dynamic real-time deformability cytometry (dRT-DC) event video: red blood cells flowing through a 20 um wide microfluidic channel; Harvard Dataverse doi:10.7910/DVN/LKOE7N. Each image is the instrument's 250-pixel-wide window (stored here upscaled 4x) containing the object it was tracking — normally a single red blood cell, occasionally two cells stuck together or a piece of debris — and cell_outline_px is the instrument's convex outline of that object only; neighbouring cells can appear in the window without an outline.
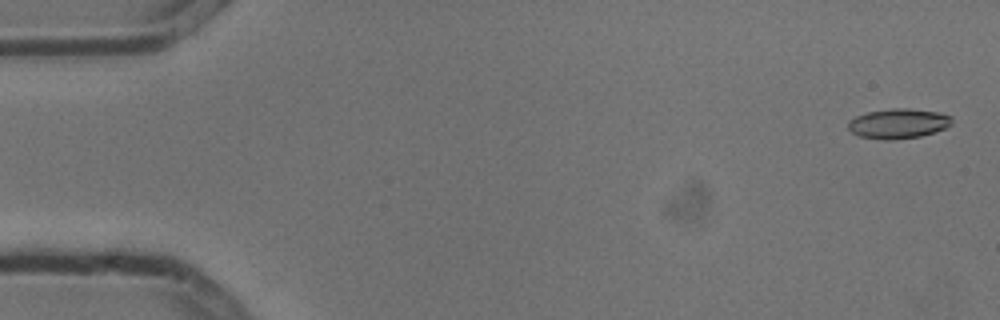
{"species": "common noctule bat (a hibernating species)", "species_latin": "Nyctalus noctula", "temperature_condition": "cold", "stored_images_in_passage": 5, "camera_frame_rate_fps": 3000, "um_per_image_px": 0.085, "animal": {"sex": "male", "body_mass_g": 13.3}, "frame": {"image": 1, "passage_image": 1, "time_ms": 0.0, "image_size_px": [1000, 320], "cell_outline_px": [[952, 124], [944, 128], [920, 136], [888, 140], [884, 140], [860, 136], [852, 132], [848, 128], [848, 124], [856, 116], [868, 112], [892, 108], [908, 108], [936, 112], [952, 116]], "centroid_in_image_um": [76.36, 10.49], "position_along_channel_um": 8.6, "area_um2": 17.74}}
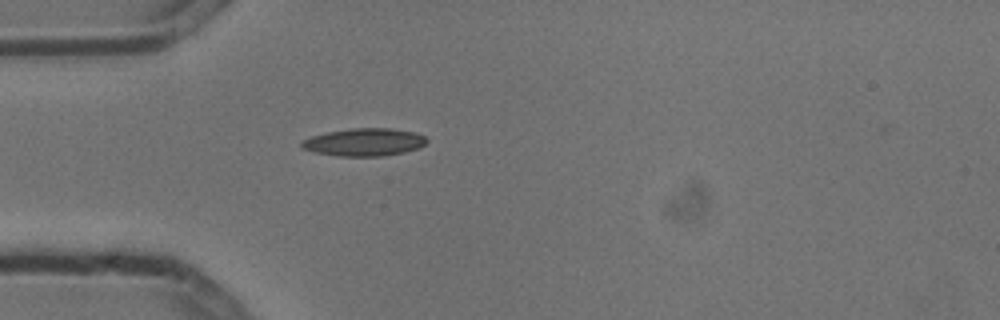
{"frame": {"image": 2, "passage_image": 5, "time_ms": 1.333, "image_size_px": [1000, 320], "cell_outline_px": [[428, 140], [420, 148], [404, 152], [384, 156], [340, 156], [312, 152], [300, 148], [300, 140], [312, 136], [328, 132], [352, 128], [392, 128], [412, 132], [424, 136]], "centroid_in_image_um": [30.92, 12.09], "position_along_channel_um": 54.1, "area_um2": 20.29}}